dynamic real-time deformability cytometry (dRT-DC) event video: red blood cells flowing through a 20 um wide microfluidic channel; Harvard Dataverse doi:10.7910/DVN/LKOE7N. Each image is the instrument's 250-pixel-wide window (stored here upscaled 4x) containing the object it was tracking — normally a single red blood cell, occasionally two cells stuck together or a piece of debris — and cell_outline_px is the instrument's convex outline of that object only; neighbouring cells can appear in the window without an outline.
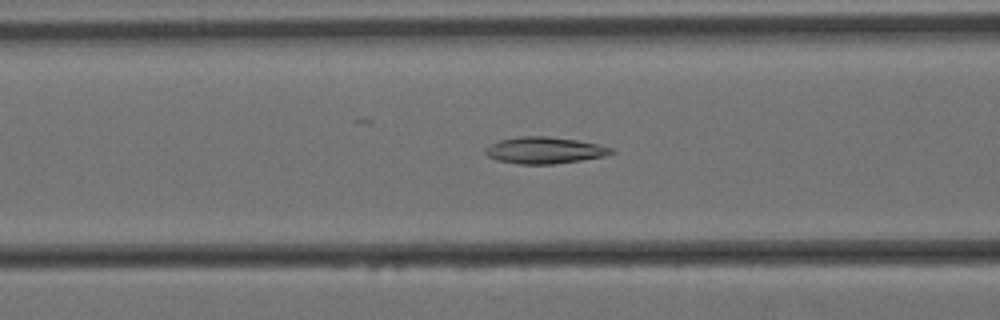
{"species": "Egyptian fruit bat (a non-hibernating species)", "species_latin": "Rousettus aegyptiacus", "temperature_condition": "cold", "stored_images_in_passage": 58, "camera_frame_rate_fps": 3000, "um_per_image_px": 0.085, "animal": {"sex": "female"}, "frame": {"image": 1, "passage_image": 22, "time_ms": 7.0, "image_size_px": [1000, 320], "cell_outline_px": [[616, 152], [604, 156], [580, 160], [552, 164], [520, 164], [496, 160], [488, 156], [484, 152], [484, 148], [500, 140], [520, 136], [548, 136], [576, 140], [600, 144], [612, 148]], "centroid_in_image_um": [46.29, 12.77], "position_along_channel_um": 120.3, "area_um2": 19.48}}
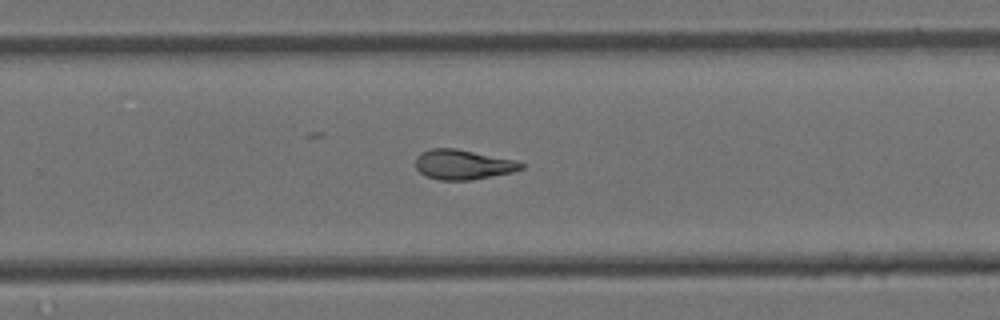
{"frame": {"image": 2, "passage_image": 37, "time_ms": 12.0, "image_size_px": [1000, 320], "cell_outline_px": [[524, 168], [512, 172], [472, 180], [440, 180], [428, 176], [420, 172], [416, 168], [416, 156], [420, 152], [432, 148], [456, 148], [516, 160], [524, 164]], "centroid_in_image_um": [39.36, 13.98], "position_along_channel_um": 290.4, "area_um2": 18.38}}
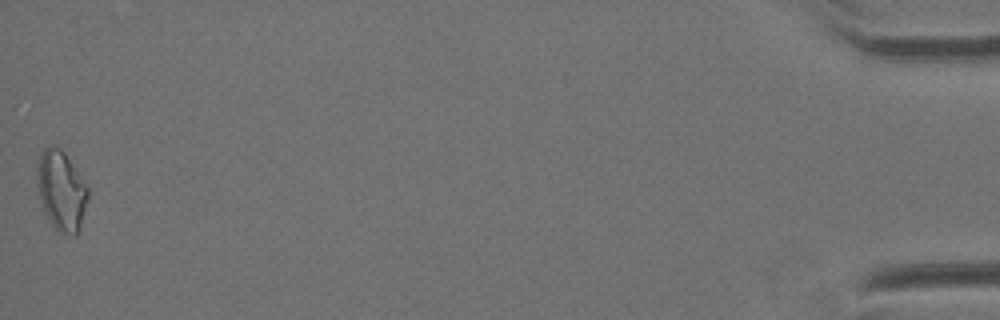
{"frame": {"image": 3, "passage_image": 58, "time_ms": 19.0, "image_size_px": [1000, 320], "cell_outline_px": [[88, 200], [80, 228], [76, 232], [60, 232], [52, 224], [40, 200], [36, 184], [36, 168], [40, 152], [48, 144], [52, 144], [60, 148], [64, 152], [88, 188]], "centroid_in_image_um": [5.18, 16.12], "position_along_channel_um": 430.0, "area_um2": 23.35}, "authors_computed_cell_mechanics": {"area_um2": 19.2474, "velocity_mm_per_s": 3.4099, "shape_relaxation_time_tau1_ms": null, "shape_relaxation_time_tau2_ms": 4.1687, "deformation_change_tau1": null, "deformation_change_tau2": 0.1161}}